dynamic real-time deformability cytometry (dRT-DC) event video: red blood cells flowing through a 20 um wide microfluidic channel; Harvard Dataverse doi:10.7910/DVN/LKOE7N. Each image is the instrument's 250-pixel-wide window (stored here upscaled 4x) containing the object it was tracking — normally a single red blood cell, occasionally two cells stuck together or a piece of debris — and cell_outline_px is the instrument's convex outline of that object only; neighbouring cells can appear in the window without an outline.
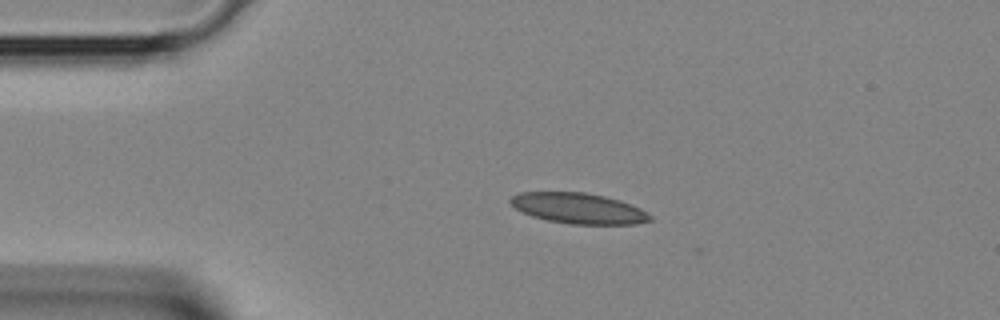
{"species": "Egyptian fruit bat (a non-hibernating species)", "species_latin": "Rousettus aegyptiacus", "temperature_condition": "room temperature", "stored_images_in_passage": 34, "camera_frame_rate_fps": 3000, "um_per_image_px": 0.085, "animal": {"sex": "female"}, "frame": {"image": 1, "passage_image": 7, "time_ms": 2.0, "image_size_px": [1000, 320], "cell_outline_px": [[652, 220], [636, 224], [568, 224], [548, 220], [532, 216], [516, 208], [508, 200], [512, 196], [520, 192], [584, 192], [604, 196], [620, 200], [640, 208], [652, 216]], "centroid_in_image_um": [49.18, 17.71], "position_along_channel_um": 35.8, "area_um2": 24.8}}
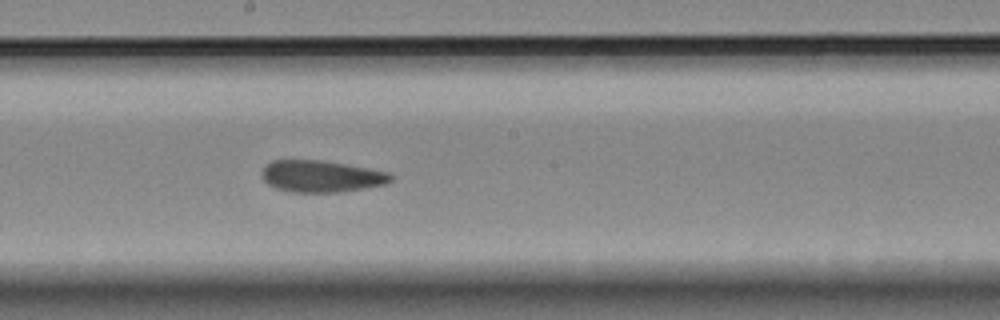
{"frame": {"image": 2, "passage_image": 20, "time_ms": 6.333, "image_size_px": [1000, 320], "cell_outline_px": [[392, 180], [384, 184], [364, 188], [340, 192], [288, 192], [276, 188], [268, 184], [260, 176], [260, 172], [272, 160], [320, 160], [368, 168], [388, 172], [392, 176]], "centroid_in_image_um": [27.26, 14.99], "position_along_channel_um": 220.9, "area_um2": 23.76}}
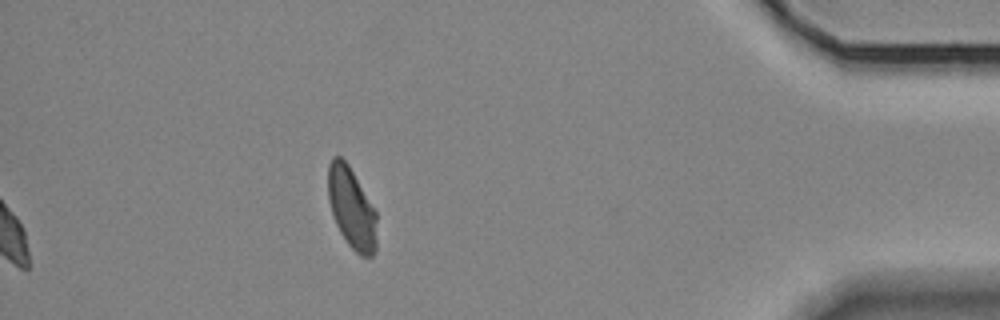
{"frame": {"image": 3, "passage_image": 34, "time_ms": 11.0, "image_size_px": [1000, 320], "cell_outline_px": [[376, 248], [372, 256], [360, 256], [348, 244], [340, 232], [336, 224], [328, 200], [328, 164], [332, 156], [340, 156], [348, 164], [376, 212]], "centroid_in_image_um": [29.87, 17.68], "position_along_channel_um": 405.3, "area_um2": 22.83}}